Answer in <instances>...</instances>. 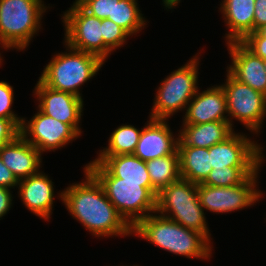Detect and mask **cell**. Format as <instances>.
<instances>
[{"instance_id": "obj_17", "label": "cell", "mask_w": 266, "mask_h": 266, "mask_svg": "<svg viewBox=\"0 0 266 266\" xmlns=\"http://www.w3.org/2000/svg\"><path fill=\"white\" fill-rule=\"evenodd\" d=\"M0 156L18 180L40 172L41 153L21 135L3 146L0 149Z\"/></svg>"}, {"instance_id": "obj_3", "label": "cell", "mask_w": 266, "mask_h": 266, "mask_svg": "<svg viewBox=\"0 0 266 266\" xmlns=\"http://www.w3.org/2000/svg\"><path fill=\"white\" fill-rule=\"evenodd\" d=\"M84 168L102 185L109 201L132 228L156 212L158 192L151 182H122L101 163H88Z\"/></svg>"}, {"instance_id": "obj_24", "label": "cell", "mask_w": 266, "mask_h": 266, "mask_svg": "<svg viewBox=\"0 0 266 266\" xmlns=\"http://www.w3.org/2000/svg\"><path fill=\"white\" fill-rule=\"evenodd\" d=\"M156 212L181 224L185 228L203 234L211 242V234L202 206L156 207Z\"/></svg>"}, {"instance_id": "obj_12", "label": "cell", "mask_w": 266, "mask_h": 266, "mask_svg": "<svg viewBox=\"0 0 266 266\" xmlns=\"http://www.w3.org/2000/svg\"><path fill=\"white\" fill-rule=\"evenodd\" d=\"M38 108L46 115L62 123L69 124L80 136V119L83 112V99L71 93L54 90L38 80L34 92Z\"/></svg>"}, {"instance_id": "obj_4", "label": "cell", "mask_w": 266, "mask_h": 266, "mask_svg": "<svg viewBox=\"0 0 266 266\" xmlns=\"http://www.w3.org/2000/svg\"><path fill=\"white\" fill-rule=\"evenodd\" d=\"M67 51L58 53L45 66L39 80L46 86L82 97L79 88L93 78L103 64L98 56L76 50L65 43Z\"/></svg>"}, {"instance_id": "obj_1", "label": "cell", "mask_w": 266, "mask_h": 266, "mask_svg": "<svg viewBox=\"0 0 266 266\" xmlns=\"http://www.w3.org/2000/svg\"><path fill=\"white\" fill-rule=\"evenodd\" d=\"M85 181L73 183L59 194L68 212L92 235H132V227L118 213L97 179L84 168Z\"/></svg>"}, {"instance_id": "obj_29", "label": "cell", "mask_w": 266, "mask_h": 266, "mask_svg": "<svg viewBox=\"0 0 266 266\" xmlns=\"http://www.w3.org/2000/svg\"><path fill=\"white\" fill-rule=\"evenodd\" d=\"M13 99V86L6 81H0V118L11 119L21 128L23 118L18 117L17 114L12 111Z\"/></svg>"}, {"instance_id": "obj_10", "label": "cell", "mask_w": 266, "mask_h": 266, "mask_svg": "<svg viewBox=\"0 0 266 266\" xmlns=\"http://www.w3.org/2000/svg\"><path fill=\"white\" fill-rule=\"evenodd\" d=\"M26 121L23 118L20 135L41 154L61 149L80 136L69 124L44 114L39 108L37 114Z\"/></svg>"}, {"instance_id": "obj_6", "label": "cell", "mask_w": 266, "mask_h": 266, "mask_svg": "<svg viewBox=\"0 0 266 266\" xmlns=\"http://www.w3.org/2000/svg\"><path fill=\"white\" fill-rule=\"evenodd\" d=\"M194 58L171 72L157 89L149 118L168 120L174 113L186 110L198 90L199 57Z\"/></svg>"}, {"instance_id": "obj_15", "label": "cell", "mask_w": 266, "mask_h": 266, "mask_svg": "<svg viewBox=\"0 0 266 266\" xmlns=\"http://www.w3.org/2000/svg\"><path fill=\"white\" fill-rule=\"evenodd\" d=\"M226 95L221 85H215L203 92L197 90L188 103L183 124H203L215 121H229Z\"/></svg>"}, {"instance_id": "obj_38", "label": "cell", "mask_w": 266, "mask_h": 266, "mask_svg": "<svg viewBox=\"0 0 266 266\" xmlns=\"http://www.w3.org/2000/svg\"><path fill=\"white\" fill-rule=\"evenodd\" d=\"M264 70L266 72V59H264Z\"/></svg>"}, {"instance_id": "obj_25", "label": "cell", "mask_w": 266, "mask_h": 266, "mask_svg": "<svg viewBox=\"0 0 266 266\" xmlns=\"http://www.w3.org/2000/svg\"><path fill=\"white\" fill-rule=\"evenodd\" d=\"M142 129L133 125H121L110 135L108 146L100 150L98 156L134 154Z\"/></svg>"}, {"instance_id": "obj_2", "label": "cell", "mask_w": 266, "mask_h": 266, "mask_svg": "<svg viewBox=\"0 0 266 266\" xmlns=\"http://www.w3.org/2000/svg\"><path fill=\"white\" fill-rule=\"evenodd\" d=\"M156 213V215H155ZM132 234L151 242L153 245L176 255L188 258L208 259L212 254L210 241L201 233L185 228L181 224L157 212L140 220Z\"/></svg>"}, {"instance_id": "obj_7", "label": "cell", "mask_w": 266, "mask_h": 266, "mask_svg": "<svg viewBox=\"0 0 266 266\" xmlns=\"http://www.w3.org/2000/svg\"><path fill=\"white\" fill-rule=\"evenodd\" d=\"M62 19L65 27L64 43L106 62L112 51L104 44L101 19L86 12L76 1L64 12Z\"/></svg>"}, {"instance_id": "obj_14", "label": "cell", "mask_w": 266, "mask_h": 266, "mask_svg": "<svg viewBox=\"0 0 266 266\" xmlns=\"http://www.w3.org/2000/svg\"><path fill=\"white\" fill-rule=\"evenodd\" d=\"M143 127L134 155L143 161L175 154L179 138H175L167 120L152 119Z\"/></svg>"}, {"instance_id": "obj_5", "label": "cell", "mask_w": 266, "mask_h": 266, "mask_svg": "<svg viewBox=\"0 0 266 266\" xmlns=\"http://www.w3.org/2000/svg\"><path fill=\"white\" fill-rule=\"evenodd\" d=\"M42 0H0L1 48L24 50L41 28Z\"/></svg>"}, {"instance_id": "obj_34", "label": "cell", "mask_w": 266, "mask_h": 266, "mask_svg": "<svg viewBox=\"0 0 266 266\" xmlns=\"http://www.w3.org/2000/svg\"><path fill=\"white\" fill-rule=\"evenodd\" d=\"M266 24V0H255L253 32Z\"/></svg>"}, {"instance_id": "obj_9", "label": "cell", "mask_w": 266, "mask_h": 266, "mask_svg": "<svg viewBox=\"0 0 266 266\" xmlns=\"http://www.w3.org/2000/svg\"><path fill=\"white\" fill-rule=\"evenodd\" d=\"M260 168L241 184L229 187H214L202 183L197 184L200 205L210 212L229 213L252 206L262 198L263 193L257 189V177Z\"/></svg>"}, {"instance_id": "obj_39", "label": "cell", "mask_w": 266, "mask_h": 266, "mask_svg": "<svg viewBox=\"0 0 266 266\" xmlns=\"http://www.w3.org/2000/svg\"><path fill=\"white\" fill-rule=\"evenodd\" d=\"M1 62H2V57H1V53H0V65L2 64Z\"/></svg>"}, {"instance_id": "obj_21", "label": "cell", "mask_w": 266, "mask_h": 266, "mask_svg": "<svg viewBox=\"0 0 266 266\" xmlns=\"http://www.w3.org/2000/svg\"><path fill=\"white\" fill-rule=\"evenodd\" d=\"M180 177L202 183L212 170L208 148L178 146Z\"/></svg>"}, {"instance_id": "obj_18", "label": "cell", "mask_w": 266, "mask_h": 266, "mask_svg": "<svg viewBox=\"0 0 266 266\" xmlns=\"http://www.w3.org/2000/svg\"><path fill=\"white\" fill-rule=\"evenodd\" d=\"M255 0H223L220 12L226 22L229 32L225 38L226 43L242 41L249 33L253 32Z\"/></svg>"}, {"instance_id": "obj_19", "label": "cell", "mask_w": 266, "mask_h": 266, "mask_svg": "<svg viewBox=\"0 0 266 266\" xmlns=\"http://www.w3.org/2000/svg\"><path fill=\"white\" fill-rule=\"evenodd\" d=\"M177 135L178 146L210 148L224 141L233 132L229 121H215L203 124H183Z\"/></svg>"}, {"instance_id": "obj_8", "label": "cell", "mask_w": 266, "mask_h": 266, "mask_svg": "<svg viewBox=\"0 0 266 266\" xmlns=\"http://www.w3.org/2000/svg\"><path fill=\"white\" fill-rule=\"evenodd\" d=\"M226 82L222 88L226 95L227 115L233 128L231 119H238L247 130L260 133V128L266 117V95L252 89L235 79L228 71Z\"/></svg>"}, {"instance_id": "obj_27", "label": "cell", "mask_w": 266, "mask_h": 266, "mask_svg": "<svg viewBox=\"0 0 266 266\" xmlns=\"http://www.w3.org/2000/svg\"><path fill=\"white\" fill-rule=\"evenodd\" d=\"M260 167H229L213 168L202 184L214 187H229L241 184L253 175Z\"/></svg>"}, {"instance_id": "obj_16", "label": "cell", "mask_w": 266, "mask_h": 266, "mask_svg": "<svg viewBox=\"0 0 266 266\" xmlns=\"http://www.w3.org/2000/svg\"><path fill=\"white\" fill-rule=\"evenodd\" d=\"M19 195L31 213L48 221L52 215L54 199L53 182L45 173L38 172L19 180Z\"/></svg>"}, {"instance_id": "obj_35", "label": "cell", "mask_w": 266, "mask_h": 266, "mask_svg": "<svg viewBox=\"0 0 266 266\" xmlns=\"http://www.w3.org/2000/svg\"><path fill=\"white\" fill-rule=\"evenodd\" d=\"M12 198L10 189L0 187V218L8 213L12 205Z\"/></svg>"}, {"instance_id": "obj_26", "label": "cell", "mask_w": 266, "mask_h": 266, "mask_svg": "<svg viewBox=\"0 0 266 266\" xmlns=\"http://www.w3.org/2000/svg\"><path fill=\"white\" fill-rule=\"evenodd\" d=\"M110 20L122 27L130 36L139 33L147 23L137 0H120L115 3L113 19Z\"/></svg>"}, {"instance_id": "obj_11", "label": "cell", "mask_w": 266, "mask_h": 266, "mask_svg": "<svg viewBox=\"0 0 266 266\" xmlns=\"http://www.w3.org/2000/svg\"><path fill=\"white\" fill-rule=\"evenodd\" d=\"M262 149L260 144L235 131L224 141L208 148L212 169L225 166L260 167L264 162Z\"/></svg>"}, {"instance_id": "obj_36", "label": "cell", "mask_w": 266, "mask_h": 266, "mask_svg": "<svg viewBox=\"0 0 266 266\" xmlns=\"http://www.w3.org/2000/svg\"><path fill=\"white\" fill-rule=\"evenodd\" d=\"M165 8L172 9L173 7H176L178 3H180V0H162Z\"/></svg>"}, {"instance_id": "obj_20", "label": "cell", "mask_w": 266, "mask_h": 266, "mask_svg": "<svg viewBox=\"0 0 266 266\" xmlns=\"http://www.w3.org/2000/svg\"><path fill=\"white\" fill-rule=\"evenodd\" d=\"M89 163H101L114 177L122 182H151L146 162L134 154L98 156Z\"/></svg>"}, {"instance_id": "obj_32", "label": "cell", "mask_w": 266, "mask_h": 266, "mask_svg": "<svg viewBox=\"0 0 266 266\" xmlns=\"http://www.w3.org/2000/svg\"><path fill=\"white\" fill-rule=\"evenodd\" d=\"M20 135V128L11 120L0 118V149Z\"/></svg>"}, {"instance_id": "obj_33", "label": "cell", "mask_w": 266, "mask_h": 266, "mask_svg": "<svg viewBox=\"0 0 266 266\" xmlns=\"http://www.w3.org/2000/svg\"><path fill=\"white\" fill-rule=\"evenodd\" d=\"M19 180L15 175L8 169V167L3 163L0 156V187H5L7 189L17 187Z\"/></svg>"}, {"instance_id": "obj_30", "label": "cell", "mask_w": 266, "mask_h": 266, "mask_svg": "<svg viewBox=\"0 0 266 266\" xmlns=\"http://www.w3.org/2000/svg\"><path fill=\"white\" fill-rule=\"evenodd\" d=\"M86 12L99 19H113L115 3L120 0H75Z\"/></svg>"}, {"instance_id": "obj_37", "label": "cell", "mask_w": 266, "mask_h": 266, "mask_svg": "<svg viewBox=\"0 0 266 266\" xmlns=\"http://www.w3.org/2000/svg\"><path fill=\"white\" fill-rule=\"evenodd\" d=\"M262 36L266 37V24L257 30Z\"/></svg>"}, {"instance_id": "obj_28", "label": "cell", "mask_w": 266, "mask_h": 266, "mask_svg": "<svg viewBox=\"0 0 266 266\" xmlns=\"http://www.w3.org/2000/svg\"><path fill=\"white\" fill-rule=\"evenodd\" d=\"M103 22V41L104 44L111 50L122 47L130 36L122 27L110 19H102Z\"/></svg>"}, {"instance_id": "obj_31", "label": "cell", "mask_w": 266, "mask_h": 266, "mask_svg": "<svg viewBox=\"0 0 266 266\" xmlns=\"http://www.w3.org/2000/svg\"><path fill=\"white\" fill-rule=\"evenodd\" d=\"M241 42L256 56L266 59V37L258 31L249 33Z\"/></svg>"}, {"instance_id": "obj_13", "label": "cell", "mask_w": 266, "mask_h": 266, "mask_svg": "<svg viewBox=\"0 0 266 266\" xmlns=\"http://www.w3.org/2000/svg\"><path fill=\"white\" fill-rule=\"evenodd\" d=\"M226 44L232 59V64L229 65L227 71L239 82L266 95L264 60L256 56L241 41H232Z\"/></svg>"}, {"instance_id": "obj_22", "label": "cell", "mask_w": 266, "mask_h": 266, "mask_svg": "<svg viewBox=\"0 0 266 266\" xmlns=\"http://www.w3.org/2000/svg\"><path fill=\"white\" fill-rule=\"evenodd\" d=\"M201 206L197 184L180 178L164 187L157 195L156 207Z\"/></svg>"}, {"instance_id": "obj_23", "label": "cell", "mask_w": 266, "mask_h": 266, "mask_svg": "<svg viewBox=\"0 0 266 266\" xmlns=\"http://www.w3.org/2000/svg\"><path fill=\"white\" fill-rule=\"evenodd\" d=\"M152 187L159 193L180 177L179 152L146 161Z\"/></svg>"}]
</instances>
